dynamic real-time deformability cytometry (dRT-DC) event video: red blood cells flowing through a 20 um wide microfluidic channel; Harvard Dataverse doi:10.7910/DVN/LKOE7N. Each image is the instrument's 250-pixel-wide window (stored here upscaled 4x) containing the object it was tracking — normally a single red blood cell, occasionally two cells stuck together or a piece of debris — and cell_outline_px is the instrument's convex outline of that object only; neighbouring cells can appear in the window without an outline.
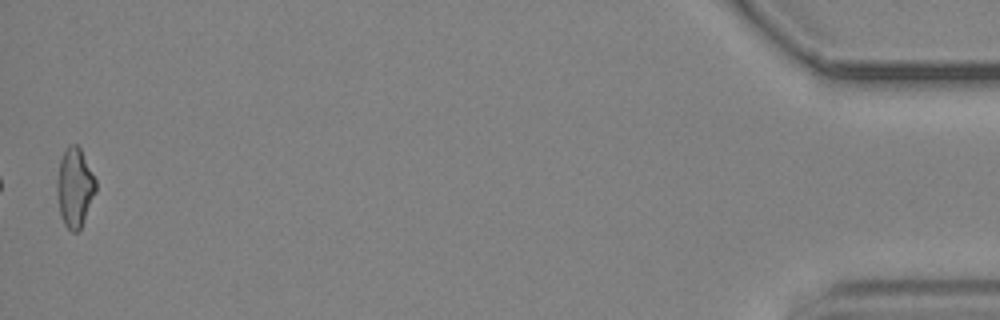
{"species": "common noctule bat (a hibernating species)", "species_latin": "Nyctalus noctula", "temperature_condition": "cold", "stored_images_in_passage": 39, "camera_frame_rate_fps": 3000, "um_per_image_px": 0.085, "animal": {"sex": "male", "body_mass_g": 19.2, "forearm_length_mm": 51.8}, "frame": {"image": 1, "passage_image": 39, "time_ms": 12.667, "image_size_px": [1000, 320], "cell_outline_px": [[96, 192], [84, 220], [80, 228], [76, 232], [72, 232], [64, 224], [60, 216], [56, 188], [56, 180], [60, 160], [68, 144], [76, 144], [80, 148], [96, 180]], "centroid_in_image_um": [6.34, 15.94], "position_along_channel_um": 428.9, "area_um2": 17.86}, "authors_computed_cell_mechanics": {"area_um2": 18.2648, "velocity_mm_per_s": 3.7286, "shape_relaxation_time_tau1_ms": null, "shape_relaxation_time_tau2_ms": 8.5385, "deformation_change_tau1": null, "deformation_change_tau2": 0.1935}}